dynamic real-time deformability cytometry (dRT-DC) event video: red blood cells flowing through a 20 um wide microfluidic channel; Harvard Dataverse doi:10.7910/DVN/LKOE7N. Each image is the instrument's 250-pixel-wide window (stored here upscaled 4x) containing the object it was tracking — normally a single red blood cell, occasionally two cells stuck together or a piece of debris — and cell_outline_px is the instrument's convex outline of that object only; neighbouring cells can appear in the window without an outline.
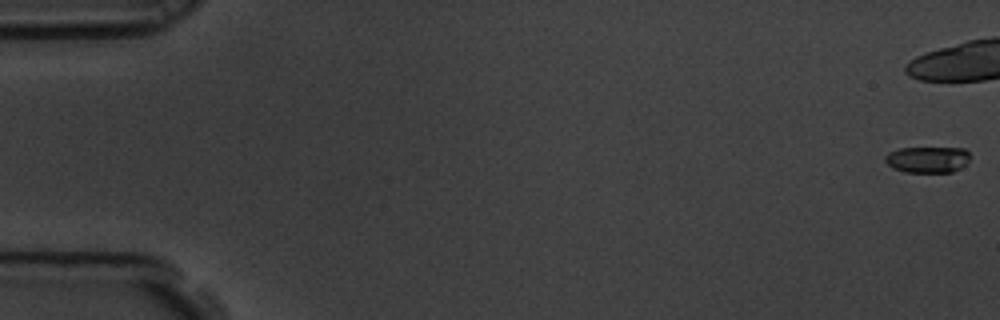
{"species": "common noctule bat (a hibernating species)", "species_latin": "Nyctalus noctula", "temperature_condition": "room temperature", "stored_images_in_passage": 6, "camera_frame_rate_fps": 3000, "um_per_image_px": 0.085, "animal": {"sex": "male", "body_mass_g": 19.5, "forearm_length_mm": 54.6}, "frame": {"image": 1, "passage_image": 1, "time_ms": 0.0, "image_size_px": [1000, 320], "cell_outline_px": [[968, 160], [960, 168], [952, 172], [904, 172], [892, 168], [884, 160], [884, 156], [888, 152], [900, 148], [964, 148], [968, 152]], "centroid_in_image_um": [78.79, 13.56], "position_along_channel_um": 6.2, "area_um2": 12.95}}